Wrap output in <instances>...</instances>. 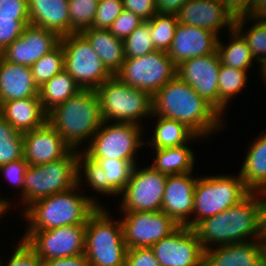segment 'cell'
Masks as SVG:
<instances>
[{"mask_svg":"<svg viewBox=\"0 0 266 266\" xmlns=\"http://www.w3.org/2000/svg\"><path fill=\"white\" fill-rule=\"evenodd\" d=\"M265 205L266 193L250 192L238 204L200 221L193 229L203 249L264 240Z\"/></svg>","mask_w":266,"mask_h":266,"instance_id":"6da1fadb","label":"cell"},{"mask_svg":"<svg viewBox=\"0 0 266 266\" xmlns=\"http://www.w3.org/2000/svg\"><path fill=\"white\" fill-rule=\"evenodd\" d=\"M152 101L153 114L185 124L203 140L224 128L222 116L177 75L152 96Z\"/></svg>","mask_w":266,"mask_h":266,"instance_id":"7a4b0ae2","label":"cell"},{"mask_svg":"<svg viewBox=\"0 0 266 266\" xmlns=\"http://www.w3.org/2000/svg\"><path fill=\"white\" fill-rule=\"evenodd\" d=\"M80 188L77 184L67 191L31 203L22 212L28 224L21 239L25 240L33 231L86 224L89 216L103 205L97 197L81 194Z\"/></svg>","mask_w":266,"mask_h":266,"instance_id":"3957f363","label":"cell"},{"mask_svg":"<svg viewBox=\"0 0 266 266\" xmlns=\"http://www.w3.org/2000/svg\"><path fill=\"white\" fill-rule=\"evenodd\" d=\"M47 121L74 150L89 144L102 124L98 94L92 89H82L76 95L48 112Z\"/></svg>","mask_w":266,"mask_h":266,"instance_id":"277c9868","label":"cell"},{"mask_svg":"<svg viewBox=\"0 0 266 266\" xmlns=\"http://www.w3.org/2000/svg\"><path fill=\"white\" fill-rule=\"evenodd\" d=\"M106 209L98 207L87 220L85 257L91 266H126L128 248L121 220H113Z\"/></svg>","mask_w":266,"mask_h":266,"instance_id":"5b68a950","label":"cell"},{"mask_svg":"<svg viewBox=\"0 0 266 266\" xmlns=\"http://www.w3.org/2000/svg\"><path fill=\"white\" fill-rule=\"evenodd\" d=\"M95 91L98 94L103 122L142 125L141 119L153 114L152 95L122 83L114 75Z\"/></svg>","mask_w":266,"mask_h":266,"instance_id":"8992f818","label":"cell"},{"mask_svg":"<svg viewBox=\"0 0 266 266\" xmlns=\"http://www.w3.org/2000/svg\"><path fill=\"white\" fill-rule=\"evenodd\" d=\"M78 150L63 158L40 165H29L24 177L23 210L31 203L67 191L78 184Z\"/></svg>","mask_w":266,"mask_h":266,"instance_id":"52a82bcc","label":"cell"},{"mask_svg":"<svg viewBox=\"0 0 266 266\" xmlns=\"http://www.w3.org/2000/svg\"><path fill=\"white\" fill-rule=\"evenodd\" d=\"M250 192L239 174L200 176L194 190L192 220L187 226L193 229L205 218L238 204Z\"/></svg>","mask_w":266,"mask_h":266,"instance_id":"ba28073f","label":"cell"},{"mask_svg":"<svg viewBox=\"0 0 266 266\" xmlns=\"http://www.w3.org/2000/svg\"><path fill=\"white\" fill-rule=\"evenodd\" d=\"M143 125L120 122H102L83 152L91 159H119L136 161L143 141Z\"/></svg>","mask_w":266,"mask_h":266,"instance_id":"9c48e42d","label":"cell"},{"mask_svg":"<svg viewBox=\"0 0 266 266\" xmlns=\"http://www.w3.org/2000/svg\"><path fill=\"white\" fill-rule=\"evenodd\" d=\"M60 43L64 49V69L81 89L96 90L113 76L81 33L61 37Z\"/></svg>","mask_w":266,"mask_h":266,"instance_id":"30bf717a","label":"cell"},{"mask_svg":"<svg viewBox=\"0 0 266 266\" xmlns=\"http://www.w3.org/2000/svg\"><path fill=\"white\" fill-rule=\"evenodd\" d=\"M177 67L166 51L155 50L140 58H126L114 75L122 83L152 96L176 76Z\"/></svg>","mask_w":266,"mask_h":266,"instance_id":"8fae6325","label":"cell"},{"mask_svg":"<svg viewBox=\"0 0 266 266\" xmlns=\"http://www.w3.org/2000/svg\"><path fill=\"white\" fill-rule=\"evenodd\" d=\"M137 165L139 163L134 166L120 193L119 212L161 211L167 174L154 170L150 165L143 168Z\"/></svg>","mask_w":266,"mask_h":266,"instance_id":"7c38bea8","label":"cell"},{"mask_svg":"<svg viewBox=\"0 0 266 266\" xmlns=\"http://www.w3.org/2000/svg\"><path fill=\"white\" fill-rule=\"evenodd\" d=\"M120 220L123 226L124 241L128 249L151 248L179 227L163 211L122 212Z\"/></svg>","mask_w":266,"mask_h":266,"instance_id":"4fadbf2b","label":"cell"},{"mask_svg":"<svg viewBox=\"0 0 266 266\" xmlns=\"http://www.w3.org/2000/svg\"><path fill=\"white\" fill-rule=\"evenodd\" d=\"M85 229L79 224L33 231L25 241L42 261L73 257L85 252Z\"/></svg>","mask_w":266,"mask_h":266,"instance_id":"5bb4252c","label":"cell"},{"mask_svg":"<svg viewBox=\"0 0 266 266\" xmlns=\"http://www.w3.org/2000/svg\"><path fill=\"white\" fill-rule=\"evenodd\" d=\"M151 249L161 266H203V246L188 226H179Z\"/></svg>","mask_w":266,"mask_h":266,"instance_id":"9a60e30c","label":"cell"},{"mask_svg":"<svg viewBox=\"0 0 266 266\" xmlns=\"http://www.w3.org/2000/svg\"><path fill=\"white\" fill-rule=\"evenodd\" d=\"M221 65L217 50L212 54L190 58L177 66L176 75L188 83L218 112V77Z\"/></svg>","mask_w":266,"mask_h":266,"instance_id":"2e32d148","label":"cell"},{"mask_svg":"<svg viewBox=\"0 0 266 266\" xmlns=\"http://www.w3.org/2000/svg\"><path fill=\"white\" fill-rule=\"evenodd\" d=\"M59 43L60 37L55 32L29 24L0 56L13 64L31 66Z\"/></svg>","mask_w":266,"mask_h":266,"instance_id":"e0dca14e","label":"cell"},{"mask_svg":"<svg viewBox=\"0 0 266 266\" xmlns=\"http://www.w3.org/2000/svg\"><path fill=\"white\" fill-rule=\"evenodd\" d=\"M192 172L167 175L161 211L171 217L179 226L191 222L194 208V190L197 179Z\"/></svg>","mask_w":266,"mask_h":266,"instance_id":"ac0fdd59","label":"cell"},{"mask_svg":"<svg viewBox=\"0 0 266 266\" xmlns=\"http://www.w3.org/2000/svg\"><path fill=\"white\" fill-rule=\"evenodd\" d=\"M71 148L47 121L23 133V157L29 165H40L63 158Z\"/></svg>","mask_w":266,"mask_h":266,"instance_id":"d6986e66","label":"cell"},{"mask_svg":"<svg viewBox=\"0 0 266 266\" xmlns=\"http://www.w3.org/2000/svg\"><path fill=\"white\" fill-rule=\"evenodd\" d=\"M218 36L212 31L178 23L168 56L177 67L182 62L217 50Z\"/></svg>","mask_w":266,"mask_h":266,"instance_id":"ffe728a7","label":"cell"},{"mask_svg":"<svg viewBox=\"0 0 266 266\" xmlns=\"http://www.w3.org/2000/svg\"><path fill=\"white\" fill-rule=\"evenodd\" d=\"M177 17L179 23L208 29L218 37L224 28L230 31L235 24L220 0H187Z\"/></svg>","mask_w":266,"mask_h":266,"instance_id":"44dd1931","label":"cell"},{"mask_svg":"<svg viewBox=\"0 0 266 266\" xmlns=\"http://www.w3.org/2000/svg\"><path fill=\"white\" fill-rule=\"evenodd\" d=\"M203 266H265V240L217 246L204 250Z\"/></svg>","mask_w":266,"mask_h":266,"instance_id":"7402d4cb","label":"cell"},{"mask_svg":"<svg viewBox=\"0 0 266 266\" xmlns=\"http://www.w3.org/2000/svg\"><path fill=\"white\" fill-rule=\"evenodd\" d=\"M30 97H39V86L34 82L31 67L10 63L0 56V105Z\"/></svg>","mask_w":266,"mask_h":266,"instance_id":"603a6c76","label":"cell"},{"mask_svg":"<svg viewBox=\"0 0 266 266\" xmlns=\"http://www.w3.org/2000/svg\"><path fill=\"white\" fill-rule=\"evenodd\" d=\"M31 25L55 32L60 38L71 34L68 0H28Z\"/></svg>","mask_w":266,"mask_h":266,"instance_id":"cb8c5ba5","label":"cell"},{"mask_svg":"<svg viewBox=\"0 0 266 266\" xmlns=\"http://www.w3.org/2000/svg\"><path fill=\"white\" fill-rule=\"evenodd\" d=\"M47 115L39 97L6 101L0 105V116L21 133L44 125Z\"/></svg>","mask_w":266,"mask_h":266,"instance_id":"d4e9b609","label":"cell"},{"mask_svg":"<svg viewBox=\"0 0 266 266\" xmlns=\"http://www.w3.org/2000/svg\"><path fill=\"white\" fill-rule=\"evenodd\" d=\"M91 44L106 69L115 75L126 57L124 41L116 38L108 29L86 28L80 32Z\"/></svg>","mask_w":266,"mask_h":266,"instance_id":"484cf974","label":"cell"},{"mask_svg":"<svg viewBox=\"0 0 266 266\" xmlns=\"http://www.w3.org/2000/svg\"><path fill=\"white\" fill-rule=\"evenodd\" d=\"M247 148L238 173L251 192L266 193V132L258 135Z\"/></svg>","mask_w":266,"mask_h":266,"instance_id":"4316f807","label":"cell"},{"mask_svg":"<svg viewBox=\"0 0 266 266\" xmlns=\"http://www.w3.org/2000/svg\"><path fill=\"white\" fill-rule=\"evenodd\" d=\"M151 117L157 118L154 132L150 136L151 141L148 144L152 149L179 147L193 140H202V137L197 136L191 129L179 121L156 116L155 114H152Z\"/></svg>","mask_w":266,"mask_h":266,"instance_id":"83f0119b","label":"cell"},{"mask_svg":"<svg viewBox=\"0 0 266 266\" xmlns=\"http://www.w3.org/2000/svg\"><path fill=\"white\" fill-rule=\"evenodd\" d=\"M155 159L152 165L154 170L167 174H185L193 172L195 155L189 143L179 147L154 150Z\"/></svg>","mask_w":266,"mask_h":266,"instance_id":"f1b7e54d","label":"cell"},{"mask_svg":"<svg viewBox=\"0 0 266 266\" xmlns=\"http://www.w3.org/2000/svg\"><path fill=\"white\" fill-rule=\"evenodd\" d=\"M80 90L82 89L74 78L63 69L39 87V99L42 107L48 113L57 105L76 95Z\"/></svg>","mask_w":266,"mask_h":266,"instance_id":"f546056e","label":"cell"},{"mask_svg":"<svg viewBox=\"0 0 266 266\" xmlns=\"http://www.w3.org/2000/svg\"><path fill=\"white\" fill-rule=\"evenodd\" d=\"M228 33L230 42L226 46L220 37L217 40V52L220 56L221 64L247 72L250 71V67H254L255 60L251 56L245 39L235 28Z\"/></svg>","mask_w":266,"mask_h":266,"instance_id":"4dcf8cb0","label":"cell"},{"mask_svg":"<svg viewBox=\"0 0 266 266\" xmlns=\"http://www.w3.org/2000/svg\"><path fill=\"white\" fill-rule=\"evenodd\" d=\"M247 71L232 68L221 64L218 77V113L223 118V112L228 107L234 96L242 93V90L247 87L248 81Z\"/></svg>","mask_w":266,"mask_h":266,"instance_id":"1f68e13d","label":"cell"},{"mask_svg":"<svg viewBox=\"0 0 266 266\" xmlns=\"http://www.w3.org/2000/svg\"><path fill=\"white\" fill-rule=\"evenodd\" d=\"M104 171L105 196H119L127 185L136 161H123L119 159H93Z\"/></svg>","mask_w":266,"mask_h":266,"instance_id":"d6a6232c","label":"cell"},{"mask_svg":"<svg viewBox=\"0 0 266 266\" xmlns=\"http://www.w3.org/2000/svg\"><path fill=\"white\" fill-rule=\"evenodd\" d=\"M253 22L251 27L246 28L245 24ZM234 28L245 39L252 58L261 64L266 58V20L251 17H244L235 20ZM245 31V32H244Z\"/></svg>","mask_w":266,"mask_h":266,"instance_id":"836d02e7","label":"cell"},{"mask_svg":"<svg viewBox=\"0 0 266 266\" xmlns=\"http://www.w3.org/2000/svg\"><path fill=\"white\" fill-rule=\"evenodd\" d=\"M23 158V133L0 116V165Z\"/></svg>","mask_w":266,"mask_h":266,"instance_id":"e575fe53","label":"cell"},{"mask_svg":"<svg viewBox=\"0 0 266 266\" xmlns=\"http://www.w3.org/2000/svg\"><path fill=\"white\" fill-rule=\"evenodd\" d=\"M175 14H159L149 20L151 39L156 50L168 51L178 25Z\"/></svg>","mask_w":266,"mask_h":266,"instance_id":"d590c367","label":"cell"},{"mask_svg":"<svg viewBox=\"0 0 266 266\" xmlns=\"http://www.w3.org/2000/svg\"><path fill=\"white\" fill-rule=\"evenodd\" d=\"M31 72L34 82L40 87L64 69V49L59 43L53 50L32 64Z\"/></svg>","mask_w":266,"mask_h":266,"instance_id":"8d00e7d4","label":"cell"},{"mask_svg":"<svg viewBox=\"0 0 266 266\" xmlns=\"http://www.w3.org/2000/svg\"><path fill=\"white\" fill-rule=\"evenodd\" d=\"M99 0H68L71 34L93 25Z\"/></svg>","mask_w":266,"mask_h":266,"instance_id":"74e56055","label":"cell"},{"mask_svg":"<svg viewBox=\"0 0 266 266\" xmlns=\"http://www.w3.org/2000/svg\"><path fill=\"white\" fill-rule=\"evenodd\" d=\"M124 49L126 58H140L156 50L149 21H144L124 40Z\"/></svg>","mask_w":266,"mask_h":266,"instance_id":"f35d334b","label":"cell"},{"mask_svg":"<svg viewBox=\"0 0 266 266\" xmlns=\"http://www.w3.org/2000/svg\"><path fill=\"white\" fill-rule=\"evenodd\" d=\"M78 185L81 187L83 180L95 192L104 195V171L97 161L88 157L82 150L78 151ZM84 175H83V174ZM82 177H85L84 179Z\"/></svg>","mask_w":266,"mask_h":266,"instance_id":"ab89813d","label":"cell"},{"mask_svg":"<svg viewBox=\"0 0 266 266\" xmlns=\"http://www.w3.org/2000/svg\"><path fill=\"white\" fill-rule=\"evenodd\" d=\"M123 10V0H99L91 28L108 29Z\"/></svg>","mask_w":266,"mask_h":266,"instance_id":"60d3db41","label":"cell"},{"mask_svg":"<svg viewBox=\"0 0 266 266\" xmlns=\"http://www.w3.org/2000/svg\"><path fill=\"white\" fill-rule=\"evenodd\" d=\"M17 246L13 249L12 256H9V262L1 261L0 266H43V261L35 253V251L26 243L25 240L20 239ZM4 263L6 265H4Z\"/></svg>","mask_w":266,"mask_h":266,"instance_id":"b9f144b4","label":"cell"},{"mask_svg":"<svg viewBox=\"0 0 266 266\" xmlns=\"http://www.w3.org/2000/svg\"><path fill=\"white\" fill-rule=\"evenodd\" d=\"M29 24V20L0 17V53L17 38L21 37L25 27Z\"/></svg>","mask_w":266,"mask_h":266,"instance_id":"7bdbcfd3","label":"cell"},{"mask_svg":"<svg viewBox=\"0 0 266 266\" xmlns=\"http://www.w3.org/2000/svg\"><path fill=\"white\" fill-rule=\"evenodd\" d=\"M29 164L26 162L24 157L22 159L9 162L7 164L0 165V173L3 174L6 181L11 183L14 189L21 190V205L23 203V193H24V177L28 169Z\"/></svg>","mask_w":266,"mask_h":266,"instance_id":"ee69618b","label":"cell"},{"mask_svg":"<svg viewBox=\"0 0 266 266\" xmlns=\"http://www.w3.org/2000/svg\"><path fill=\"white\" fill-rule=\"evenodd\" d=\"M144 22L135 13L123 9L117 19L111 24L108 30L121 40H125L139 25Z\"/></svg>","mask_w":266,"mask_h":266,"instance_id":"f6af8a7d","label":"cell"},{"mask_svg":"<svg viewBox=\"0 0 266 266\" xmlns=\"http://www.w3.org/2000/svg\"><path fill=\"white\" fill-rule=\"evenodd\" d=\"M126 266H161L149 247L130 248L126 254Z\"/></svg>","mask_w":266,"mask_h":266,"instance_id":"bcb514c9","label":"cell"},{"mask_svg":"<svg viewBox=\"0 0 266 266\" xmlns=\"http://www.w3.org/2000/svg\"><path fill=\"white\" fill-rule=\"evenodd\" d=\"M0 17L29 20L28 0H0Z\"/></svg>","mask_w":266,"mask_h":266,"instance_id":"7dc6e473","label":"cell"},{"mask_svg":"<svg viewBox=\"0 0 266 266\" xmlns=\"http://www.w3.org/2000/svg\"><path fill=\"white\" fill-rule=\"evenodd\" d=\"M123 9L135 13L144 21H149L158 13L156 0H123Z\"/></svg>","mask_w":266,"mask_h":266,"instance_id":"c3c4849f","label":"cell"},{"mask_svg":"<svg viewBox=\"0 0 266 266\" xmlns=\"http://www.w3.org/2000/svg\"><path fill=\"white\" fill-rule=\"evenodd\" d=\"M234 20L251 17L254 0H220Z\"/></svg>","mask_w":266,"mask_h":266,"instance_id":"681fc988","label":"cell"},{"mask_svg":"<svg viewBox=\"0 0 266 266\" xmlns=\"http://www.w3.org/2000/svg\"><path fill=\"white\" fill-rule=\"evenodd\" d=\"M43 266H91L85 254H80L73 257H65L58 259H49L43 261Z\"/></svg>","mask_w":266,"mask_h":266,"instance_id":"f907efd6","label":"cell"},{"mask_svg":"<svg viewBox=\"0 0 266 266\" xmlns=\"http://www.w3.org/2000/svg\"><path fill=\"white\" fill-rule=\"evenodd\" d=\"M187 0H156V8L159 14L177 15Z\"/></svg>","mask_w":266,"mask_h":266,"instance_id":"816d5d0a","label":"cell"},{"mask_svg":"<svg viewBox=\"0 0 266 266\" xmlns=\"http://www.w3.org/2000/svg\"><path fill=\"white\" fill-rule=\"evenodd\" d=\"M252 17L266 20V0H254Z\"/></svg>","mask_w":266,"mask_h":266,"instance_id":"f5cc1de1","label":"cell"},{"mask_svg":"<svg viewBox=\"0 0 266 266\" xmlns=\"http://www.w3.org/2000/svg\"><path fill=\"white\" fill-rule=\"evenodd\" d=\"M13 203H10L9 198H1L0 197V219L3 217L2 215L6 214L7 211L11 210V205Z\"/></svg>","mask_w":266,"mask_h":266,"instance_id":"db71d44e","label":"cell"},{"mask_svg":"<svg viewBox=\"0 0 266 266\" xmlns=\"http://www.w3.org/2000/svg\"><path fill=\"white\" fill-rule=\"evenodd\" d=\"M260 69H259V73L261 74V76L263 77L262 80L266 85V58L264 59V61L259 65Z\"/></svg>","mask_w":266,"mask_h":266,"instance_id":"11a10c76","label":"cell"},{"mask_svg":"<svg viewBox=\"0 0 266 266\" xmlns=\"http://www.w3.org/2000/svg\"><path fill=\"white\" fill-rule=\"evenodd\" d=\"M265 266H266V244H265Z\"/></svg>","mask_w":266,"mask_h":266,"instance_id":"9f6ffc18","label":"cell"}]
</instances>
